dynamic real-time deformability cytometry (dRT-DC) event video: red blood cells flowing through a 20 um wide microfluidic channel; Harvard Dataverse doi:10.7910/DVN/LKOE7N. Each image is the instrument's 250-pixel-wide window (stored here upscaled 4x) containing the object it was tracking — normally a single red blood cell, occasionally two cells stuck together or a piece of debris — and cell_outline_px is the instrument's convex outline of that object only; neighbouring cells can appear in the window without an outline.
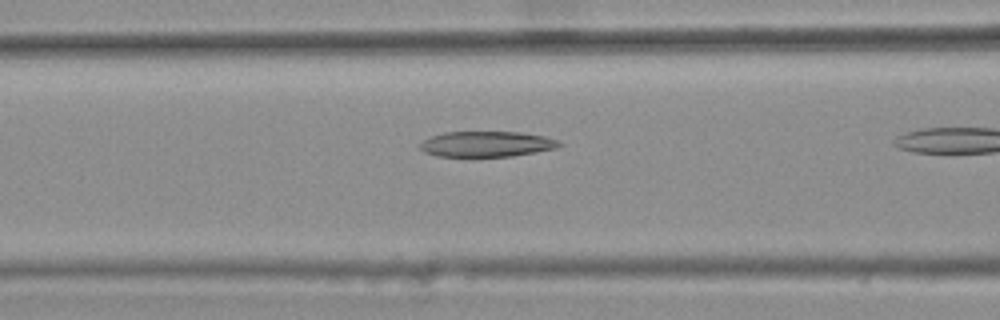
{"species": "common noctule bat (a hibernating species)", "species_latin": "Nyctalus noctula", "temperature_condition": "warm", "stored_images_in_passage": 15, "camera_frame_rate_fps": 3000, "um_per_image_px": 0.085, "animal": {"sex": "female", "body_mass_g": 25.1}, "frame": {"image": 1, "passage_image": 11, "time_ms": 3.333, "image_size_px": [1000, 320], "cell_outline_px": [[564, 144], [556, 148], [536, 152], [512, 156], [436, 156], [424, 152], [420, 148], [420, 144], [424, 140], [432, 136], [444, 132], [520, 132], [544, 136], [560, 140]], "centroid_in_image_um": [41.4, 12.24], "position_along_channel_um": 125.2, "area_um2": 20.69}}